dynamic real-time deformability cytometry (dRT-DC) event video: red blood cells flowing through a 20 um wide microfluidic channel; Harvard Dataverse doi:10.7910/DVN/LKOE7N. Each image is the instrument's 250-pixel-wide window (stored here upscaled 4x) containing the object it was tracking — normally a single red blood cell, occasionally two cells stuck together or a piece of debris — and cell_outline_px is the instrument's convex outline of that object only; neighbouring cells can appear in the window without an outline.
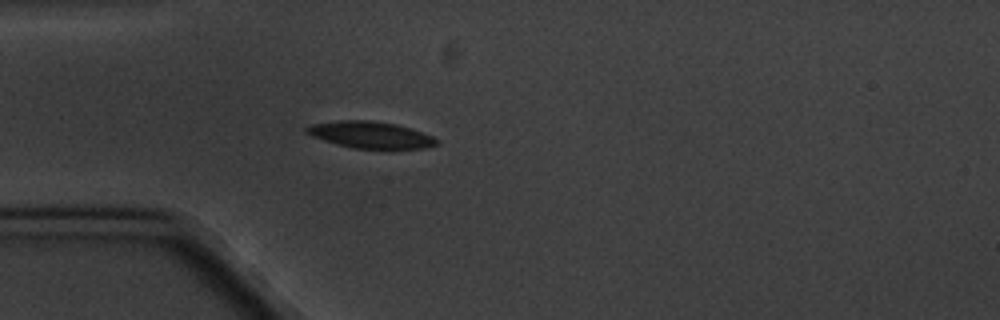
{"species": "common noctule bat (a hibernating species)", "species_latin": "Nyctalus noctula", "temperature_condition": "cold", "stored_images_in_passage": 4, "camera_frame_rate_fps": 3000, "um_per_image_px": 0.085, "animal": {"sex": "male", "body_mass_g": 20.1, "forearm_length_mm": 53.5}, "frame": {"image": 1, "passage_image": 4, "time_ms": 3.333, "image_size_px": [1000, 320], "cell_outline_px": [[440, 144], [424, 148], [352, 148], [336, 144], [312, 136], [304, 132], [304, 128], [312, 124], [340, 120], [372, 120], [396, 124], [432, 136]], "centroid_in_image_um": [31.44, 11.45], "position_along_channel_um": 53.6, "area_um2": 20.0}}